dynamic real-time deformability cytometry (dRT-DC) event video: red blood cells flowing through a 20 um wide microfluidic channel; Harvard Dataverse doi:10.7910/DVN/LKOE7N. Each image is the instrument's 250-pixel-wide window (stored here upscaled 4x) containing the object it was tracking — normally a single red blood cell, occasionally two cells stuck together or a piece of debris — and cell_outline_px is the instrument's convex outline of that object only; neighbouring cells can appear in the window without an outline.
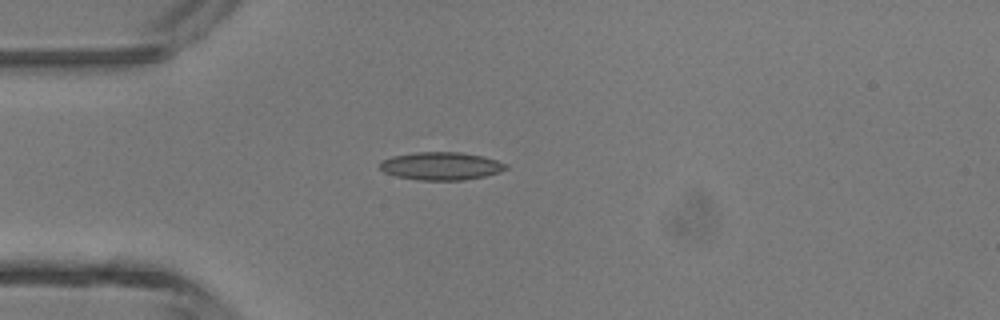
{"species": "common noctule bat (a hibernating species)", "species_latin": "Nyctalus noctula", "temperature_condition": "room temperature", "stored_images_in_passage": 16, "camera_frame_rate_fps": 3000, "um_per_image_px": 0.085, "animal": {"sex": "male", "body_mass_g": 13.3}, "frame": {"image": 1, "passage_image": 12, "time_ms": 3.667, "image_size_px": [1000, 320], "cell_outline_px": [[508, 168], [500, 172], [484, 176], [464, 180], [420, 180], [396, 176], [384, 172], [380, 168], [380, 160], [392, 156], [416, 152], [460, 152], [480, 156], [496, 160], [504, 164]], "centroid_in_image_um": [37.45, 14.11], "position_along_channel_um": 47.6, "area_um2": 20.35}}
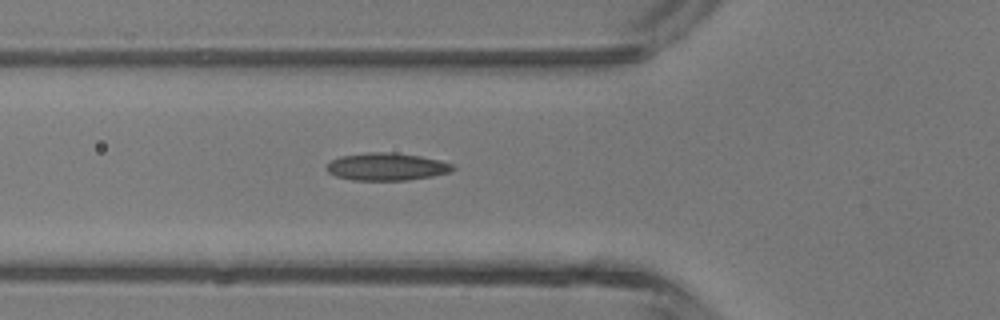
{"frame": {"image": 2, "passage_image": 16, "time_ms": 5.0, "image_size_px": [1000, 320], "cell_outline_px": [[456, 168], [448, 172], [432, 176], [408, 180], [352, 180], [336, 176], [328, 172], [324, 168], [332, 160], [340, 156], [368, 152], [392, 152], [420, 156], [440, 160], [452, 164]], "centroid_in_image_um": [32.84, 14.16], "position_along_channel_um": 93.0, "area_um2": 20.23}}